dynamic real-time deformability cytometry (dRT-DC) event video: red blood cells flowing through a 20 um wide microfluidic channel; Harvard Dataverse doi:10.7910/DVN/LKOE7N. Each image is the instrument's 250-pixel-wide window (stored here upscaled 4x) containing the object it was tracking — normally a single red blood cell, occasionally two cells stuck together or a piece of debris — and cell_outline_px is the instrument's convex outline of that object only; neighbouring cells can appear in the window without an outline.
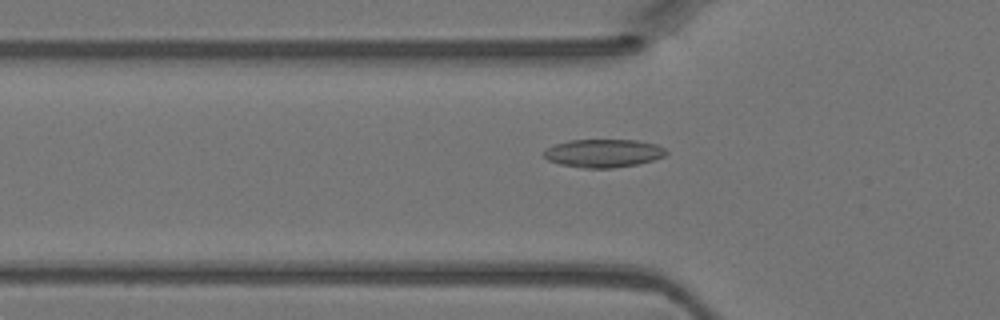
{"species": "Egyptian fruit bat (a non-hibernating species)", "species_latin": "Rousettus aegyptiacus", "temperature_condition": "warm", "stored_images_in_passage": 45, "camera_frame_rate_fps": 3000, "um_per_image_px": 0.085, "animal": {"sex": "female"}, "frame": {"image": 1, "passage_image": 15, "time_ms": 4.667, "image_size_px": [1000, 320], "cell_outline_px": [[668, 152], [664, 156], [652, 160], [636, 164], [612, 168], [584, 168], [560, 164], [548, 160], [544, 156], [544, 152], [548, 148], [556, 144], [568, 140], [636, 140], [656, 144], [664, 148]], "centroid_in_image_um": [51.29, 13.02], "position_along_channel_um": 74.5, "area_um2": 19.88}}
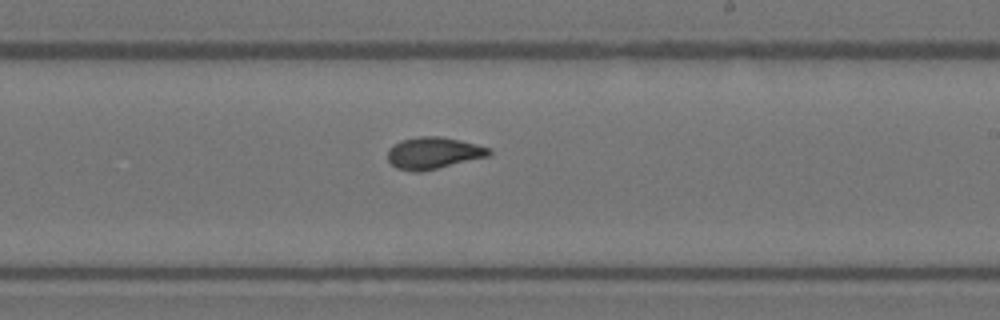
{"frame": {"image": 2, "passage_image": 27, "time_ms": 8.667, "image_size_px": [1000, 320], "cell_outline_px": [[492, 152], [488, 156], [420, 172], [412, 172], [396, 168], [388, 160], [388, 148], [400, 140], [420, 136], [440, 136], [460, 140], [492, 148]], "centroid_in_image_um": [36.82, 13.0], "position_along_channel_um": 252.2, "area_um2": 18.79}}
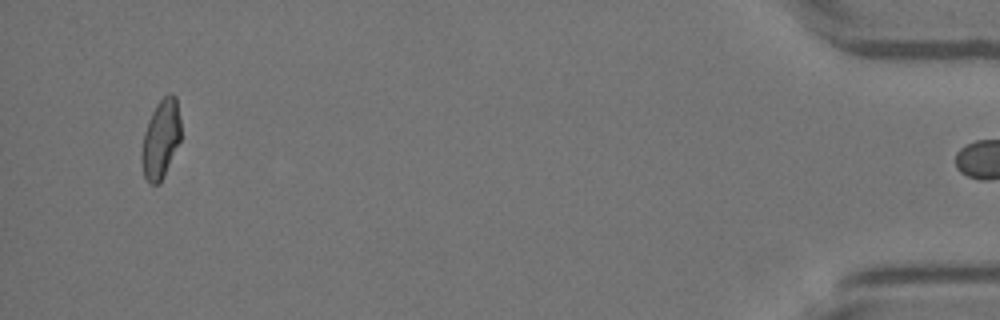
{"frame": {"image": 3, "passage_image": 44, "time_ms": 14.333, "image_size_px": [1000, 320], "cell_outline_px": [[180, 140], [164, 176], [160, 184], [152, 184], [144, 176], [140, 160], [140, 152], [144, 132], [148, 120], [156, 104], [168, 92], [172, 92], [176, 96], [180, 120]], "centroid_in_image_um": [13.65, 11.8], "position_along_channel_um": 421.6, "area_um2": 18.15}}